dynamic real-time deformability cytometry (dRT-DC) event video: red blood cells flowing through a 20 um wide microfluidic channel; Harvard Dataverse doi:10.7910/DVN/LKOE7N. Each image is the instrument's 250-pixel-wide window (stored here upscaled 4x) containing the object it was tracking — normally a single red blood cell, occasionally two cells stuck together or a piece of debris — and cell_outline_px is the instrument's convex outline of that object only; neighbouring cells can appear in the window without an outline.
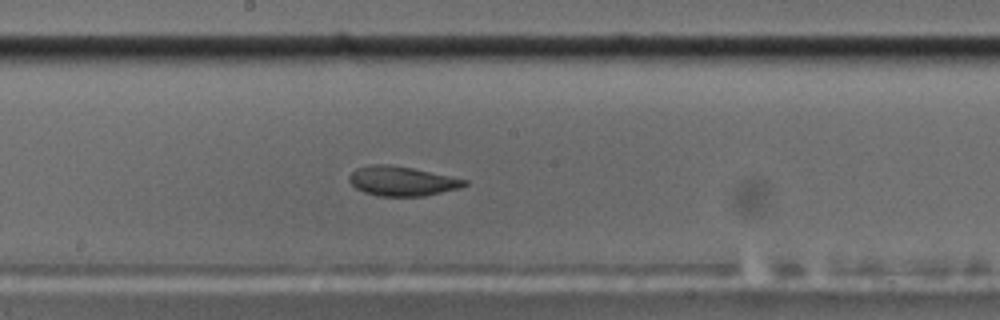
{"species": "common noctule bat (a hibernating species)", "species_latin": "Nyctalus noctula", "temperature_condition": "cold", "stored_images_in_passage": 55, "camera_frame_rate_fps": 3000, "um_per_image_px": 0.085, "animal": {"sex": "male", "body_mass_g": 17.5, "forearm_length_mm": 52.3}, "frame": {"image": 1, "passage_image": 29, "time_ms": 9.333, "image_size_px": [1000, 320], "cell_outline_px": [[468, 184], [460, 188], [424, 196], [380, 196], [364, 192], [356, 188], [348, 180], [348, 176], [356, 168], [372, 164], [388, 164], [412, 168], [468, 180]], "centroid_in_image_um": [34.15, 15.39], "position_along_channel_um": 214.0, "area_um2": 19.77}}
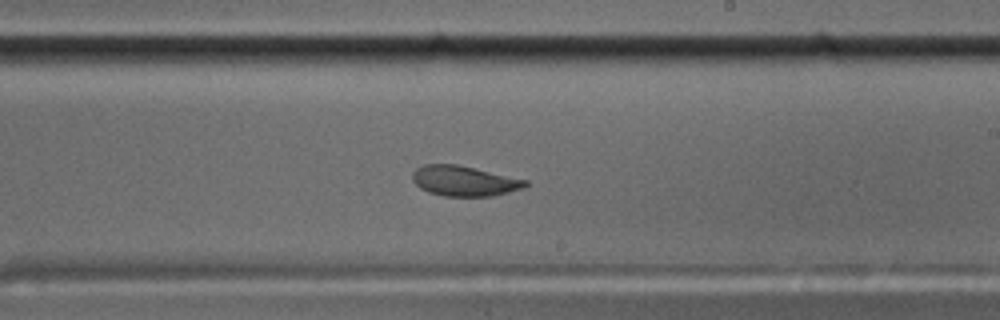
{"frame": {"image": 2, "passage_image": 32, "time_ms": 10.333, "image_size_px": [1000, 320], "cell_outline_px": [[528, 184], [524, 188], [492, 196], [444, 196], [428, 192], [420, 188], [412, 180], [412, 172], [416, 168], [424, 164], [456, 164], [528, 180]], "centroid_in_image_um": [39.44, 15.38], "position_along_channel_um": 249.6, "area_um2": 19.88}}
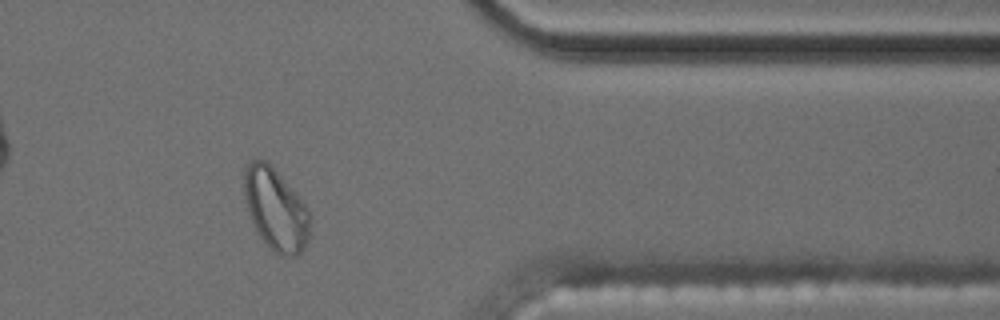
{"frame": {"image": 3, "passage_image": 45, "time_ms": 14.667, "image_size_px": [1000, 320], "cell_outline_px": [[312, 216], [308, 240], [304, 248], [300, 252], [292, 256], [280, 256], [260, 236], [252, 224], [244, 196], [244, 164], [252, 160], [264, 160], [280, 176], [308, 208]], "centroid_in_image_um": [23.43, 17.8], "position_along_channel_um": 388.0, "area_um2": 31.1}, "authors_computed_cell_mechanics": {"area_um2": 21.2126, "velocity_mm_per_s": 3.5617, "shape_relaxation_time_tau1_ms": null, "shape_relaxation_time_tau2_ms": 1.7473, "deformation_change_tau1": null, "deformation_change_tau2": 0.057}}